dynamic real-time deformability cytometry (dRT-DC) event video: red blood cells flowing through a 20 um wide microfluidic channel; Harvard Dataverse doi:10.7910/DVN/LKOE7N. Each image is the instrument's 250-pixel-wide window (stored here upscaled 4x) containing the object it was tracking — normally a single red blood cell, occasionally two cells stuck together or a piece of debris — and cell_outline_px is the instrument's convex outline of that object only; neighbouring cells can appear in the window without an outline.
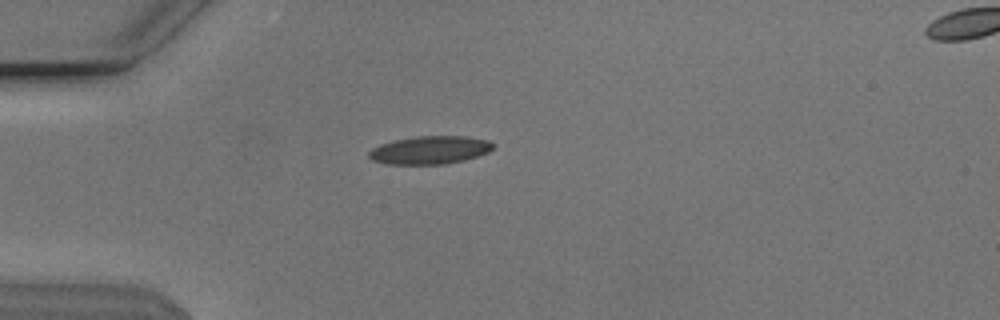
{"species": "Egyptian fruit bat (a non-hibernating species)", "species_latin": "Rousettus aegyptiacus", "temperature_condition": "cold", "stored_images_in_passage": 41, "camera_frame_rate_fps": 3000, "um_per_image_px": 0.085, "animal": {"sex": "male"}, "frame": {"image": 1, "passage_image": 2, "time_ms": 0.333, "image_size_px": [1000, 320], "cell_outline_px": [[496, 144], [488, 152], [464, 160], [444, 164], [384, 164], [372, 160], [368, 156], [368, 152], [372, 148], [380, 144], [396, 140], [416, 136], [464, 136], [488, 140]], "centroid_in_image_um": [36.52, 12.75], "position_along_channel_um": 48.5, "area_um2": 20.29}}
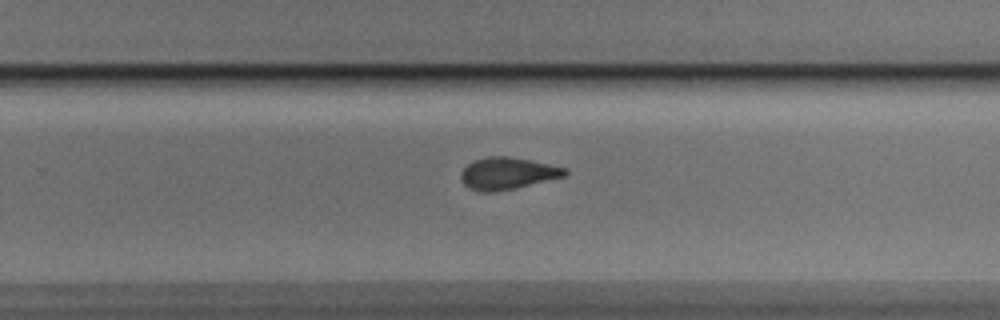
{"frame": {"image": 2, "passage_image": 22, "time_ms": 7.0, "image_size_px": [1000, 320], "cell_outline_px": [[568, 172], [564, 176], [512, 188], [492, 192], [480, 192], [468, 188], [464, 184], [460, 176], [460, 172], [468, 164], [476, 160], [488, 156], [508, 156], [568, 168]], "centroid_in_image_um": [43.09, 14.73], "position_along_channel_um": 286.7, "area_um2": 19.02}}
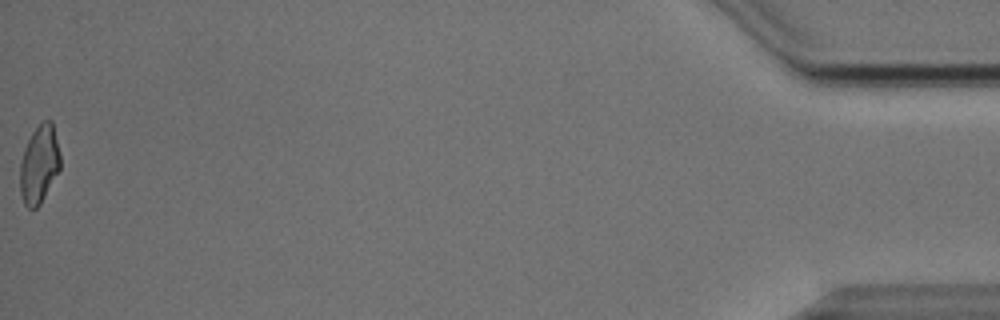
{"frame": {"image": 3, "passage_image": 41, "time_ms": 13.333, "image_size_px": [1000, 320], "cell_outline_px": [[60, 168], [40, 204], [36, 208], [28, 208], [24, 204], [20, 192], [20, 164], [24, 148], [32, 132], [44, 120], [52, 120], [60, 152]], "centroid_in_image_um": [3.33, 13.96], "position_along_channel_um": 431.9, "area_um2": 18.21}, "authors_computed_cell_mechanics": {"area_um2": 19.363, "velocity_mm_per_s": 3.8387, "shape_relaxation_time_tau1_ms": 3.8383, "shape_relaxation_time_tau2_ms": 1.922, "deformation_change_tau1": 0.1594, "deformation_change_tau2": 0.0929}}